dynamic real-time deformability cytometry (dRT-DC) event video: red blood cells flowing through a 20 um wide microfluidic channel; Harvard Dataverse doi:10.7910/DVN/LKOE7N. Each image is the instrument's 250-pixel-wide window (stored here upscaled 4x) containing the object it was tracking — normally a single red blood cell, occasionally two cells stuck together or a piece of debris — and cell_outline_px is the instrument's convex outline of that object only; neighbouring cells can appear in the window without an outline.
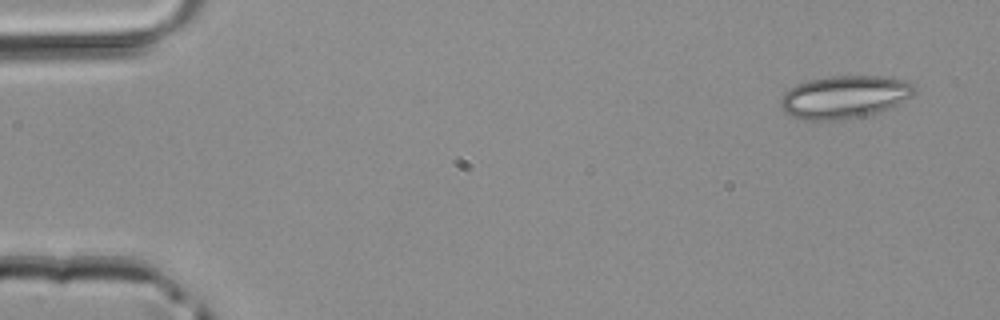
{"species": "common noctule bat (a hibernating species)", "species_latin": "Nyctalus noctula", "temperature_condition": "room temperature", "stored_images_in_passage": 3, "camera_frame_rate_fps": 3000, "um_per_image_px": 0.085, "animal": {"sex": "male", "body_mass_g": 20.4}, "frame": {"image": 1, "passage_image": 1, "time_ms": 0.0, "image_size_px": [1000, 320], "cell_outline_px": [[916, 92], [912, 96], [888, 108], [876, 112], [860, 116], [840, 120], [804, 120], [792, 116], [784, 112], [780, 108], [780, 100], [784, 92], [796, 84], [808, 80], [832, 76], [892, 76], [904, 80], [912, 84], [916, 88]], "centroid_in_image_um": [71.76, 8.23], "position_along_channel_um": 13.2, "area_um2": 33.41}}